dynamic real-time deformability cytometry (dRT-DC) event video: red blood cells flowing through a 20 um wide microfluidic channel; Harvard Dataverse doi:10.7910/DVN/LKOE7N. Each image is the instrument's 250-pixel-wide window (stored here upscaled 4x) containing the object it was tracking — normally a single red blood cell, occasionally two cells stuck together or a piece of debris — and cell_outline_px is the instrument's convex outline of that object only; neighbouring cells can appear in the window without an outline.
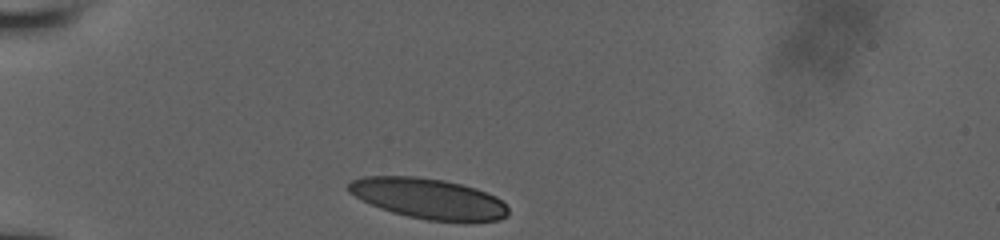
{"species": "human", "species_latin": "Homo sapiens", "temperature_condition": "room temperature", "stored_images_in_passage": 31, "camera_frame_rate_fps": 3000, "um_per_image_px": 0.085, "donor": {"sex": "male"}, "frame": {"image": 1, "passage_image": 1, "time_ms": 0.0, "image_size_px": [1000, 240], "cell_outline_px": [[508, 216], [500, 220], [428, 220], [408, 216], [392, 212], [380, 208], [348, 192], [348, 184], [352, 180], [364, 176], [416, 176], [444, 180], [476, 188], [496, 196], [508, 208]], "centroid_in_image_um": [36.41, 16.85], "position_along_channel_um": 48.6, "area_um2": 37.11}}
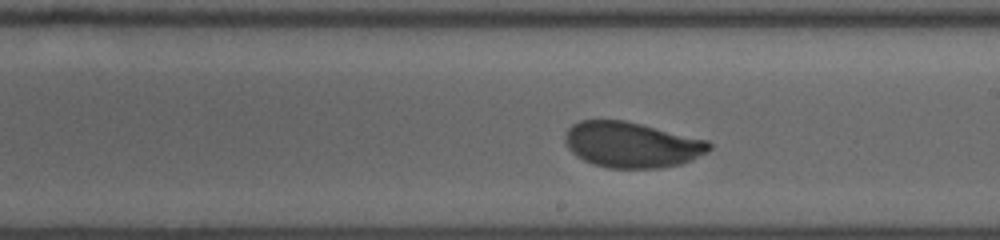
{"frame": {"image": 2, "passage_image": 18, "time_ms": 5.667, "image_size_px": [1000, 240], "cell_outline_px": [[712, 148], [708, 152], [692, 160], [680, 164], [660, 168], [608, 168], [592, 164], [576, 156], [568, 148], [564, 140], [564, 136], [568, 128], [572, 124], [580, 120], [624, 120], [708, 140], [712, 144]], "centroid_in_image_um": [53.69, 12.31], "position_along_channel_um": 235.3, "area_um2": 38.49}}
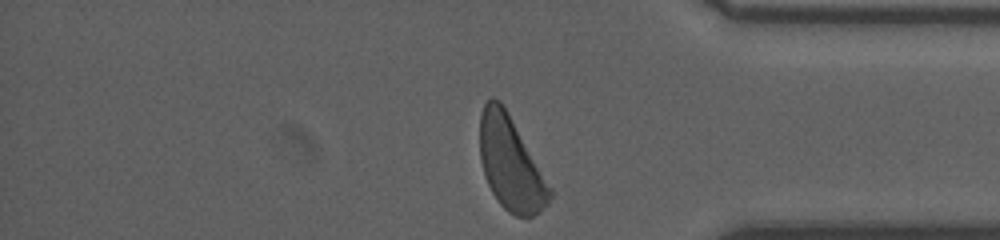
{"frame": {"image": 3, "passage_image": 31, "time_ms": 10.0, "image_size_px": [1000, 240], "cell_outline_px": [[556, 192], [548, 204], [540, 212], [532, 216], [516, 216], [508, 212], [500, 204], [492, 192], [484, 176], [480, 160], [480, 112], [484, 104], [492, 96], [500, 100], [504, 104]], "centroid_in_image_um": [43.45, 13.89], "position_along_channel_um": 391.7, "area_um2": 39.02}, "authors_computed_cell_mechanics": {"area_um2": 38.726, "velocity_mm_per_s": 3.8789, "shape_relaxation_time_tau1_ms": 3.429, "shape_relaxation_time_tau2_ms": 0.8152, "deformation_change_tau1": 0.1275, "deformation_change_tau2": 0.0542}}